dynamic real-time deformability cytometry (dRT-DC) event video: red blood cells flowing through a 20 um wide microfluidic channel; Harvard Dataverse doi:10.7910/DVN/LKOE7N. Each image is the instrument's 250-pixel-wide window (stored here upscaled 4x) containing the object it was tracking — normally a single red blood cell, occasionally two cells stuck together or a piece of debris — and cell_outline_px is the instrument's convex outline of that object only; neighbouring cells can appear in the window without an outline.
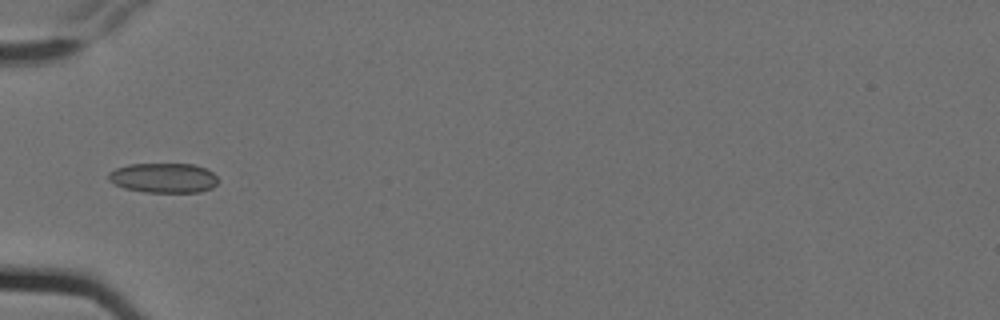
{"species": "Egyptian fruit bat (a non-hibernating species)", "species_latin": "Rousettus aegyptiacus", "temperature_condition": "cold", "stored_images_in_passage": 5, "camera_frame_rate_fps": 3000, "um_per_image_px": 0.085, "animal": {"sex": "female"}, "frame": {"image": 1, "passage_image": 3, "time_ms": 0.667, "image_size_px": [1000, 320], "cell_outline_px": [[220, 180], [212, 188], [200, 192], [144, 192], [124, 188], [108, 180], [108, 172], [116, 168], [128, 164], [192, 164], [204, 168], [212, 172]], "centroid_in_image_um": [13.9, 15.12], "position_along_channel_um": 71.1, "area_um2": 19.07}}
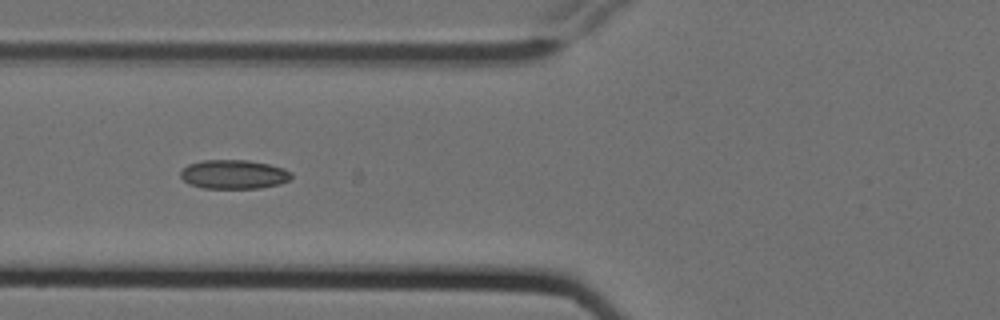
{"frame": {"image": 2, "passage_image": 4, "time_ms": 1.0, "image_size_px": [1000, 320], "cell_outline_px": [[292, 176], [288, 180], [280, 184], [260, 188], [204, 188], [188, 184], [180, 176], [180, 172], [188, 164], [204, 160], [248, 160], [268, 164], [284, 168], [292, 172]], "centroid_in_image_um": [19.88, 14.82], "position_along_channel_um": 105.9, "area_um2": 18.79}}